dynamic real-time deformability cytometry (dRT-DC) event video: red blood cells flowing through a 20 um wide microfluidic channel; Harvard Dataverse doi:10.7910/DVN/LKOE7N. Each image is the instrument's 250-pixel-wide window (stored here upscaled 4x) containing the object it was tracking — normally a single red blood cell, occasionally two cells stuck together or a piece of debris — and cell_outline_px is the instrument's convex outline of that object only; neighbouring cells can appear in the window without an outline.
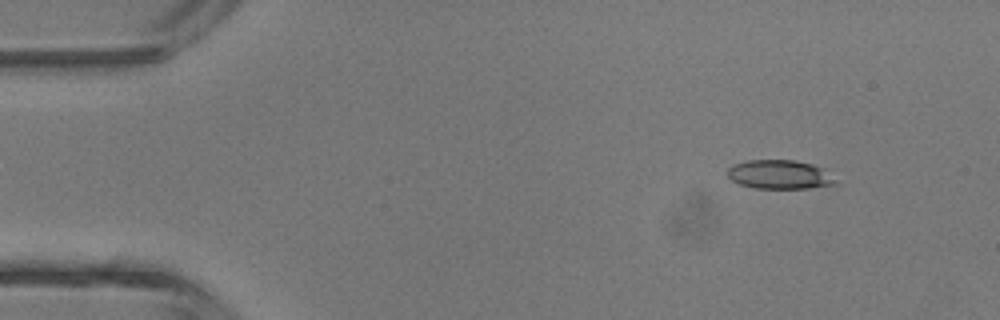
{"species": "common noctule bat (a hibernating species)", "species_latin": "Nyctalus noctula", "temperature_condition": "room temperature", "stored_images_in_passage": 5, "camera_frame_rate_fps": 3000, "um_per_image_px": 0.085, "animal": {"sex": "male", "body_mass_g": 13.3}, "frame": {"image": 1, "passage_image": 2, "time_ms": 1.333, "image_size_px": [1000, 320], "cell_outline_px": [[836, 184], [808, 188], [756, 188], [740, 184], [732, 180], [728, 176], [728, 168], [732, 164], [748, 160], [796, 160], [812, 164], [824, 168]], "centroid_in_image_um": [66.23, 14.82], "position_along_channel_um": 18.8, "area_um2": 18.03}}
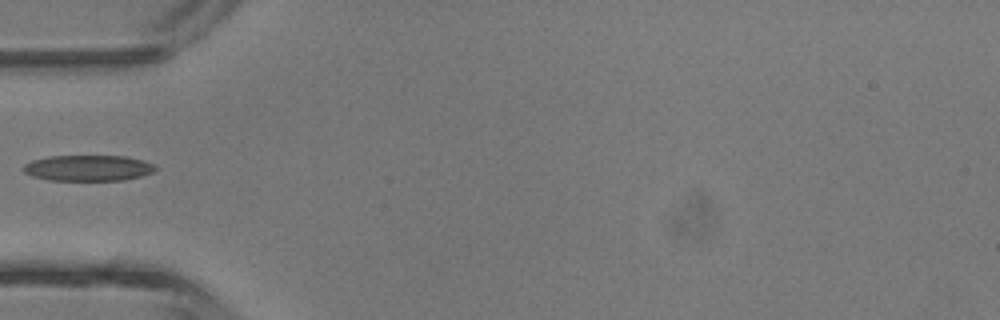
{"frame": {"image": 2, "passage_image": 5, "time_ms": 4.667, "image_size_px": [1000, 320], "cell_outline_px": [[156, 168], [152, 172], [140, 176], [124, 180], [48, 180], [32, 176], [24, 172], [24, 164], [32, 160], [48, 156], [124, 156], [156, 164]], "centroid_in_image_um": [7.47, 14.28], "position_along_channel_um": 77.5, "area_um2": 19.77}}